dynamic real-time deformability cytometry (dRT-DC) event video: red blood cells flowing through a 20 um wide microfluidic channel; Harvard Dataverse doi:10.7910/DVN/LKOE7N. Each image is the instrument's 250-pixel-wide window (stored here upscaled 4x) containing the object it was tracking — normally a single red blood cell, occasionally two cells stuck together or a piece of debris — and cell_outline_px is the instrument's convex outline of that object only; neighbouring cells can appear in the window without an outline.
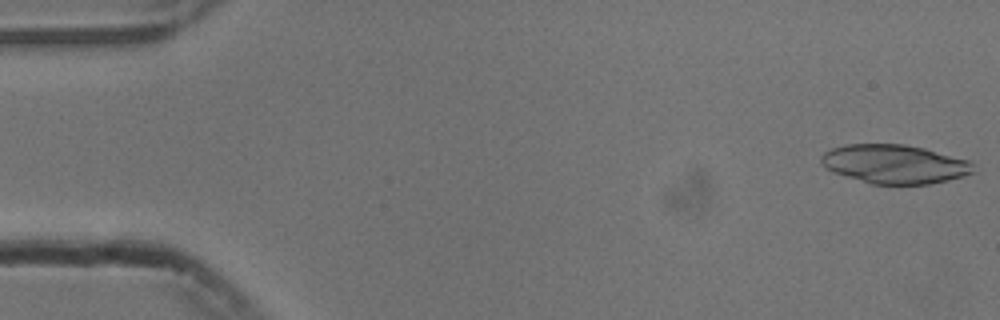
{"species": "common noctule bat (a hibernating species)", "species_latin": "Nyctalus noctula", "temperature_condition": "cold", "stored_images_in_passage": 53, "segment_of_instrument_passage": [1, 2], "camera_frame_rate_fps": 3000, "um_per_image_px": 0.085, "animal": {"sex": "male", "body_mass_g": 13.3}, "frame": {"image": 1, "passage_image": 1, "time_ms": 0.0, "image_size_px": [1000, 320], "cell_outline_px": [[972, 172], [948, 180], [928, 184], [872, 184], [832, 172], [820, 164], [820, 156], [824, 152], [832, 148], [844, 144], [904, 144], [924, 148], [972, 160]], "centroid_in_image_um": [76.0, 13.93], "position_along_channel_um": 9.0, "area_um2": 34.56}}